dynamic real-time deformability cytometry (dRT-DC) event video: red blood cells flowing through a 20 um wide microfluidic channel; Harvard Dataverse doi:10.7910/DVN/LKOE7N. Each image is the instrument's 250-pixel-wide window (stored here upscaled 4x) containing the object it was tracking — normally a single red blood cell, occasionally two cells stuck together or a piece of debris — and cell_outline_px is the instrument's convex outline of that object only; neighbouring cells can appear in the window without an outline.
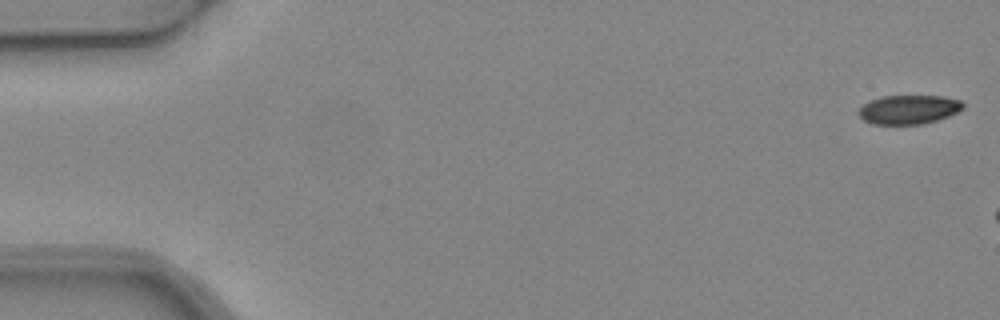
{"species": "common noctule bat (a hibernating species)", "species_latin": "Nyctalus noctula", "temperature_condition": "warm", "stored_images_in_passage": 4, "camera_frame_rate_fps": 3000, "um_per_image_px": 0.085, "animal": {"sex": "female", "body_mass_g": 24.6, "forearm_length_mm": 56.2}, "frame": {"image": 1, "passage_image": 1, "time_ms": 0.0, "image_size_px": [1000, 320], "cell_outline_px": [[964, 108], [948, 116], [924, 124], [872, 124], [864, 120], [856, 112], [868, 100], [880, 96], [940, 96], [960, 100], [964, 104]], "centroid_in_image_um": [77.21, 9.3], "position_along_channel_um": 7.8, "area_um2": 17.69}}